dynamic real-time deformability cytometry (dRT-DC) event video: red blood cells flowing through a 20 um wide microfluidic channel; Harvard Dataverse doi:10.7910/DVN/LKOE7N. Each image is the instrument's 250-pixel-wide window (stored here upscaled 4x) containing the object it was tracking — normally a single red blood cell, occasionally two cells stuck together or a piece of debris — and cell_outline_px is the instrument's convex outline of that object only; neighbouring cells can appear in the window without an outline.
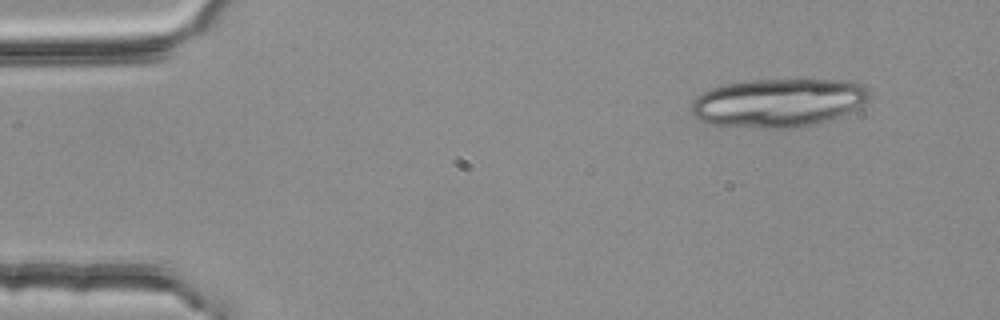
{"species": "common noctule bat (a hibernating species)", "species_latin": "Nyctalus noctula", "temperature_condition": "room temperature", "stored_images_in_passage": 3, "camera_frame_rate_fps": 3000, "um_per_image_px": 0.085, "animal": {"sex": "female", "body_mass_g": 25.1}, "frame": {"image": 1, "passage_image": 1, "time_ms": 0.0, "image_size_px": [1000, 320], "cell_outline_px": [[872, 96], [868, 100], [848, 112], [812, 124], [792, 128], [764, 128], [712, 124], [700, 120], [692, 116], [692, 100], [696, 96], [712, 88], [724, 84], [744, 80], [852, 80], [864, 84], [868, 88]], "centroid_in_image_um": [66.15, 8.71], "position_along_channel_um": 18.8, "area_um2": 50.23}}